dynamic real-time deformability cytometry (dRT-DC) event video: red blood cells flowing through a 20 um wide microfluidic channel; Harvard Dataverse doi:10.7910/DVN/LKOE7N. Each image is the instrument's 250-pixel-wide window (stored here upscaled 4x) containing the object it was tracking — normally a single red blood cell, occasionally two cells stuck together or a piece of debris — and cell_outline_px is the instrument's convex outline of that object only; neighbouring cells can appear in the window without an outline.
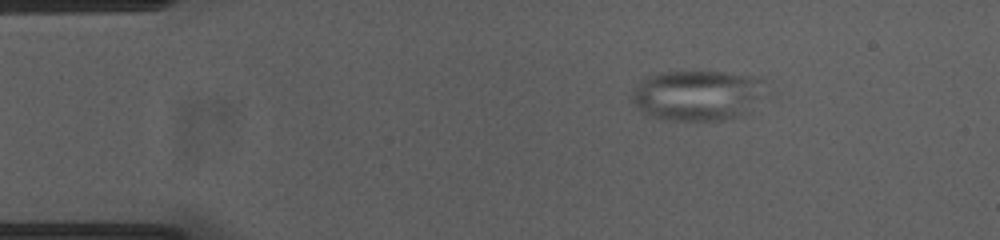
{"species": "common noctule bat (a hibernating species)", "species_latin": "Nyctalus noctula", "temperature_condition": "cold", "stored_images_in_passage": 47, "camera_frame_rate_fps": 3000, "um_per_image_px": 0.085, "animal": {"sex": "female", "body_mass_g": 23.0, "forearm_length_mm": 53.4}, "frame": {"image": 1, "passage_image": 1, "time_ms": 0.0, "image_size_px": [1000, 240], "cell_outline_px": [[772, 96], [748, 116], [732, 120], [664, 120], [648, 116], [636, 108], [632, 100], [632, 92], [636, 84], [648, 76], [660, 72], [724, 72], [752, 76], [772, 80]], "centroid_in_image_um": [59.55, 8.12], "position_along_channel_um": 25.4, "area_um2": 41.91}}
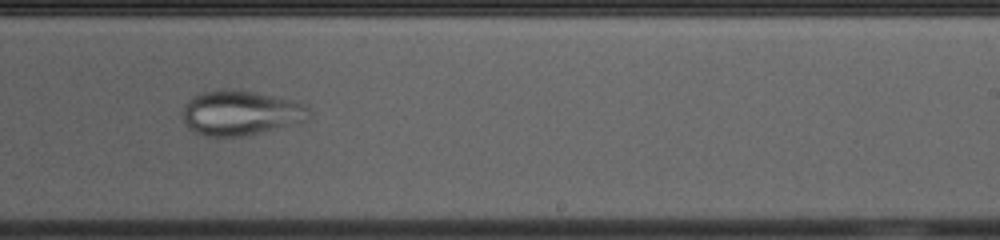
{"frame": {"image": 2, "passage_image": 26, "time_ms": 8.333, "image_size_px": [1000, 240], "cell_outline_px": [[312, 116], [308, 120], [272, 132], [248, 136], [204, 136], [188, 128], [180, 112], [188, 100], [192, 96], [204, 92], [220, 88], [236, 88], [300, 100], [312, 112]], "centroid_in_image_um": [20.54, 9.59], "position_along_channel_um": 268.5, "area_um2": 34.51}}
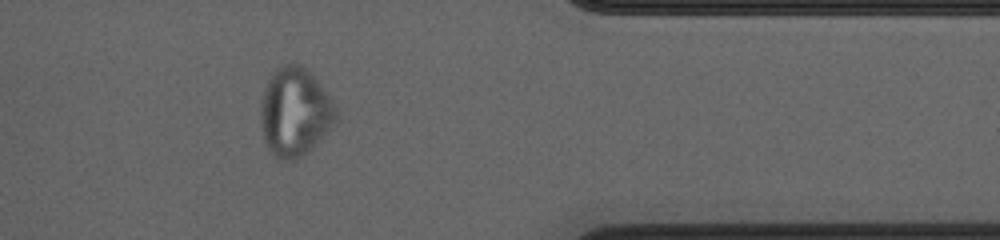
{"frame": {"image": 3, "passage_image": 37, "time_ms": 12.0, "image_size_px": [1000, 240], "cell_outline_px": [[340, 112], [336, 120], [316, 144], [308, 152], [292, 160], [276, 160], [268, 152], [264, 140], [260, 124], [260, 104], [264, 88], [272, 72], [276, 68], [284, 64], [300, 64], [308, 68], [332, 100]], "centroid_in_image_um": [25.04, 9.53], "position_along_channel_um": 386.4, "area_um2": 39.42}}